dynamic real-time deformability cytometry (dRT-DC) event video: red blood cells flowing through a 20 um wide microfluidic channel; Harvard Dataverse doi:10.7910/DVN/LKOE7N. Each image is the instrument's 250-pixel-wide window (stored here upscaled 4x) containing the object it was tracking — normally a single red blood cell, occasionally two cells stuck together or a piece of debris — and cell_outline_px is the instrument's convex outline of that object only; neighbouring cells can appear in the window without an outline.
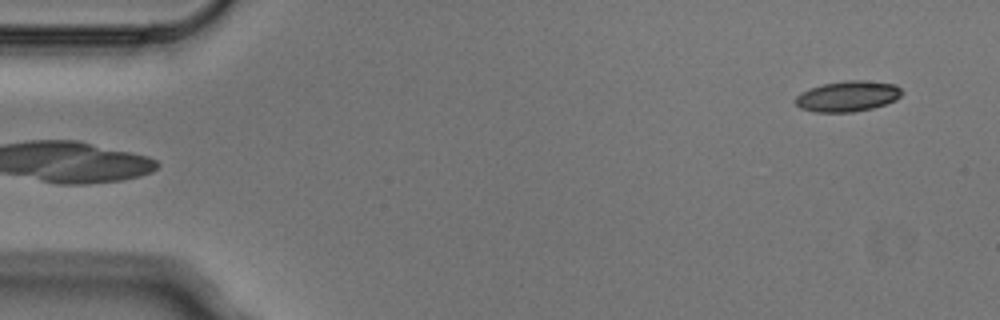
{"species": "Egyptian fruit bat (a non-hibernating species)", "species_latin": "Rousettus aegyptiacus", "temperature_condition": "cold", "stored_images_in_passage": 4, "segment_of_instrument_passage": [2, 2], "camera_frame_rate_fps": 3000, "um_per_image_px": 0.085, "animal": {"sex": "male"}, "frame": {"image": 1, "passage_image": 4, "time_ms": 1.0, "image_size_px": [1000, 320], "cell_outline_px": [[904, 92], [896, 100], [872, 108], [852, 112], [812, 112], [800, 108], [796, 104], [796, 96], [800, 92], [824, 84], [848, 80], [864, 80], [896, 84]], "centroid_in_image_um": [72.07, 8.18], "position_along_channel_um": 12.9, "area_um2": 18.96}}